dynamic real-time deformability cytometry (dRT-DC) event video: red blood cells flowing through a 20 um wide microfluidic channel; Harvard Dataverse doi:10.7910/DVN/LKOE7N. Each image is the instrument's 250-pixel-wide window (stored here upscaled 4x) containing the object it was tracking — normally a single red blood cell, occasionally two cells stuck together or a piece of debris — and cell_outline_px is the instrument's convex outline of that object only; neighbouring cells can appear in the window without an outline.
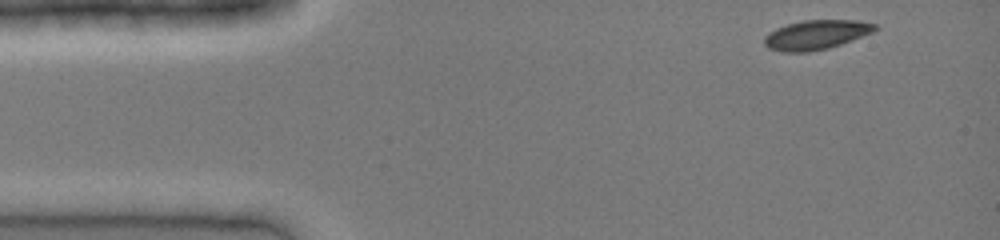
{"species": "common noctule bat (a hibernating species)", "species_latin": "Nyctalus noctula", "temperature_condition": "cold", "stored_images_in_passage": 36, "camera_frame_rate_fps": 3000, "um_per_image_px": 0.085, "animal": {"sex": "female", "body_mass_g": 19.0, "forearm_length_mm": 51.5}, "frame": {"image": 1, "passage_image": 1, "time_ms": 0.0, "image_size_px": [1000, 240], "cell_outline_px": [[880, 28], [872, 32], [840, 44], [828, 48], [808, 52], [780, 52], [768, 48], [764, 44], [764, 36], [768, 32], [776, 28], [788, 24], [804, 20], [856, 20], [876, 24]], "centroid_in_image_um": [69.34, 2.96], "position_along_channel_um": 15.7, "area_um2": 18.96}}
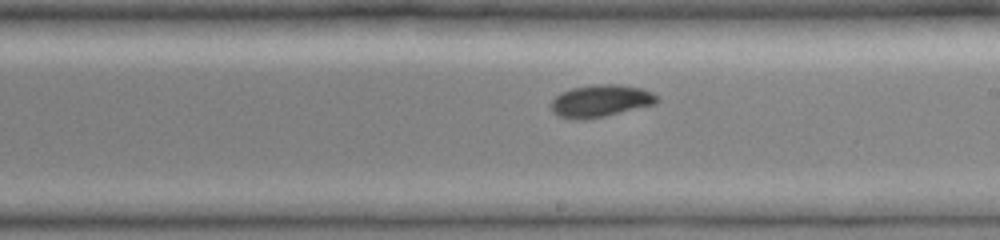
{"frame": {"image": 2, "passage_image": 21, "time_ms": 6.667, "image_size_px": [1000, 240], "cell_outline_px": [[660, 100], [656, 104], [604, 116], [584, 120], [560, 116], [552, 112], [552, 100], [556, 96], [572, 88], [600, 84], [616, 84], [644, 88], [652, 92]], "centroid_in_image_um": [51.1, 8.57], "position_along_channel_um": 237.9, "area_um2": 19.65}}
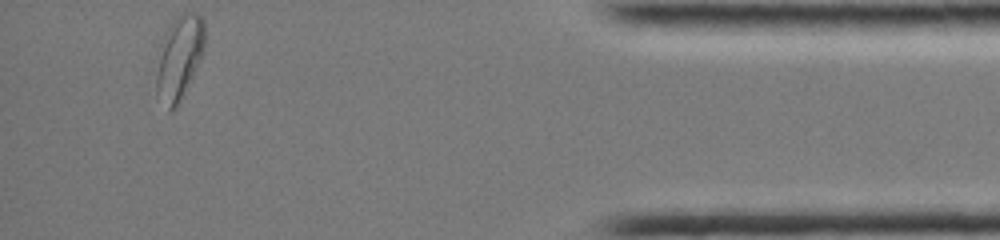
{"frame": {"image": 3, "passage_image": 36, "time_ms": 11.667, "image_size_px": [1000, 240], "cell_outline_px": [[204, 52], [176, 108], [168, 112], [156, 92], [156, 72], [160, 44], [164, 32], [172, 20], [176, 16], [184, 12], [196, 12], [204, 20]], "centroid_in_image_um": [15.22, 4.86], "position_along_channel_um": 420.0, "area_um2": 23.81}}